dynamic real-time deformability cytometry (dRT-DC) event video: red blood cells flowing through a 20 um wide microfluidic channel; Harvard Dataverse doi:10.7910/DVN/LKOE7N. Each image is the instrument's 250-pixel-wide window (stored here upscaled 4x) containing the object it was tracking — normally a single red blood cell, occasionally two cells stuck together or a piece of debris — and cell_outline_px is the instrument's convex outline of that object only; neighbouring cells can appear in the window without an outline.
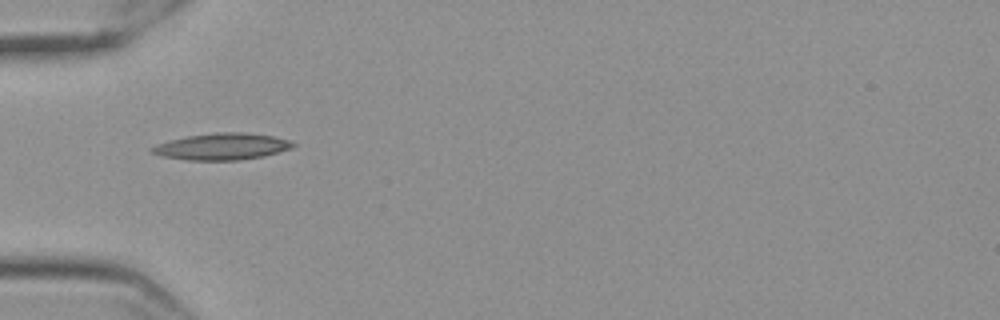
{"species": "Egyptian fruit bat (a non-hibernating species)", "species_latin": "Rousettus aegyptiacus", "temperature_condition": "cold", "stored_images_in_passage": 31, "camera_frame_rate_fps": 3000, "um_per_image_px": 0.085, "frame": {"image": 1, "passage_image": 1, "time_ms": 0.0, "image_size_px": [1000, 320], "cell_outline_px": [[296, 144], [292, 148], [264, 156], [240, 160], [188, 160], [164, 156], [148, 152], [148, 148], [156, 144], [168, 140], [188, 136], [216, 132], [244, 132], [272, 136], [292, 140]], "centroid_in_image_um": [18.86, 12.45], "position_along_channel_um": 66.1, "area_um2": 22.02}}
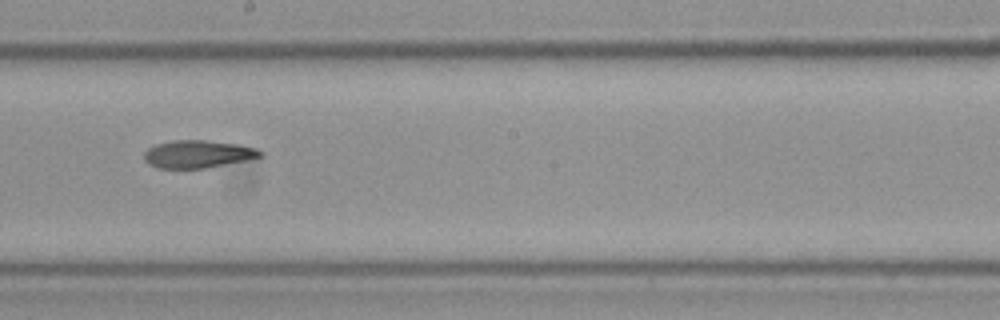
{"frame": {"image": 2, "passage_image": 15, "time_ms": 4.667, "image_size_px": [1000, 320], "cell_outline_px": [[264, 156], [204, 168], [156, 168], [148, 164], [144, 160], [144, 152], [148, 148], [156, 144], [172, 140], [208, 140], [236, 144], [256, 148], [264, 152]], "centroid_in_image_um": [16.78, 13.09], "position_along_channel_um": 231.4, "area_um2": 18.67}}
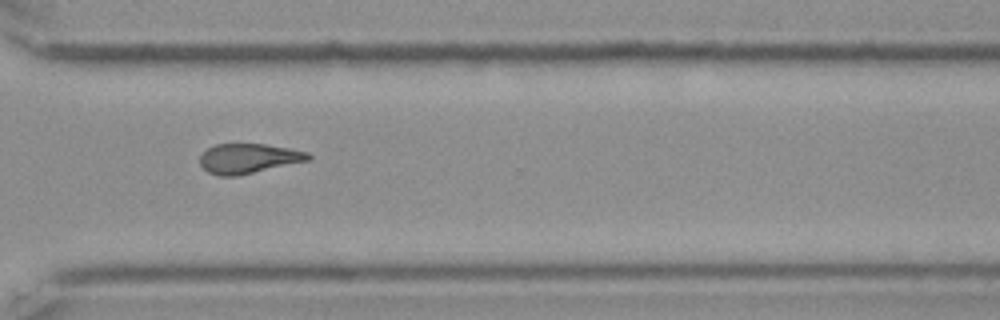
{"frame": {"image": 3, "passage_image": 25, "time_ms": 8.0, "image_size_px": [1000, 320], "cell_outline_px": [[312, 156], [308, 160], [236, 176], [220, 176], [208, 172], [200, 164], [200, 156], [208, 148], [216, 144], [264, 144], [288, 148], [308, 152]], "centroid_in_image_um": [21.1, 13.46], "position_along_channel_um": 349.5, "area_um2": 18.5}, "authors_computed_cell_mechanics": {"area_um2": 19.3052, "velocity_mm_per_s": 3.5587, "shape_relaxation_time_tau1_ms": null, "shape_relaxation_time_tau2_ms": 6.9824, "deformation_change_tau1": null, "deformation_change_tau2": 0.169}}